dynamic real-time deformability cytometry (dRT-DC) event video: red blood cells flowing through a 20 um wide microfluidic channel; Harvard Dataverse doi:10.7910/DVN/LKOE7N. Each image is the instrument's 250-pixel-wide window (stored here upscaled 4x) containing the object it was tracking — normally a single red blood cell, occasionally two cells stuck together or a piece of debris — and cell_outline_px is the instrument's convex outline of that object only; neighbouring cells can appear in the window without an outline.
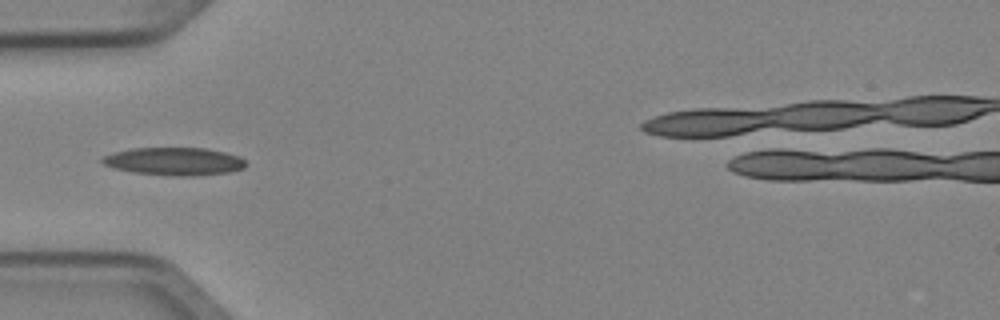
{"species": "Egyptian fruit bat (a non-hibernating species)", "species_latin": "Rousettus aegyptiacus", "temperature_condition": "cold", "stored_images_in_passage": 6, "camera_frame_rate_fps": 3000, "um_per_image_px": 0.085, "animal": {"sex": "female"}, "frame": {"image": 1, "passage_image": 5, "time_ms": 1.333, "image_size_px": [1000, 320], "cell_outline_px": [[244, 168], [228, 172], [192, 176], [172, 176], [132, 172], [112, 168], [104, 164], [100, 160], [104, 156], [112, 152], [132, 148], [204, 148], [224, 152], [240, 156], [244, 160]], "centroid_in_image_um": [14.77, 13.72], "position_along_channel_um": 70.2, "area_um2": 23.29}}
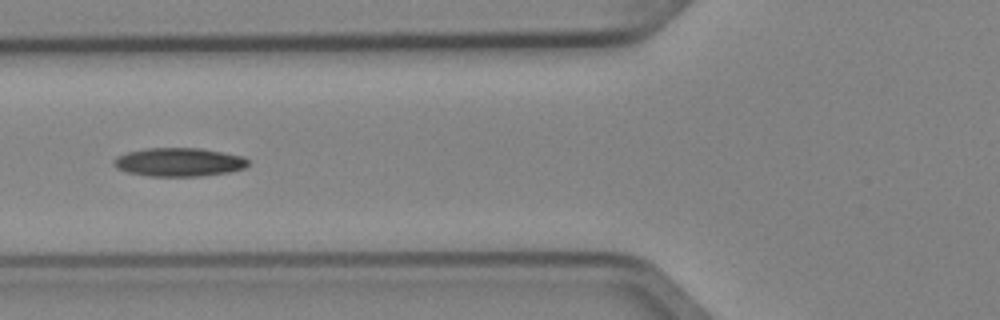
{"frame": {"image": 2, "passage_image": 6, "time_ms": 1.667, "image_size_px": [1000, 320], "cell_outline_px": [[248, 164], [244, 168], [228, 172], [200, 176], [148, 176], [128, 172], [116, 168], [112, 164], [116, 156], [128, 152], [144, 148], [200, 148], [244, 156], [248, 160]], "centroid_in_image_um": [15.19, 13.77], "position_along_channel_um": 110.6, "area_um2": 22.37}}